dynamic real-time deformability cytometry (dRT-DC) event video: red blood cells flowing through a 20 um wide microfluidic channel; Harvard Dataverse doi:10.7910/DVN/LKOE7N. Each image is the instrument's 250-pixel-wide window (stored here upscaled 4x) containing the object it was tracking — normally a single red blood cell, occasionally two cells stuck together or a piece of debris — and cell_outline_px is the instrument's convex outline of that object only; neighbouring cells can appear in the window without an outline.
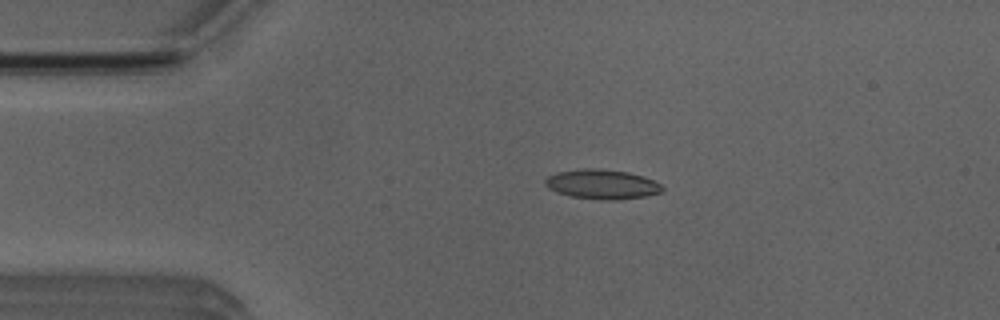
{"species": "Egyptian fruit bat (a non-hibernating species)", "species_latin": "Rousettus aegyptiacus", "temperature_condition": "room temperature", "stored_images_in_passage": 3, "camera_frame_rate_fps": 3000, "um_per_image_px": 0.085, "animal": {"sex": "male"}, "frame": {"image": 1, "passage_image": 2, "time_ms": 1.0, "image_size_px": [1000, 320], "cell_outline_px": [[664, 192], [644, 196], [620, 200], [600, 200], [572, 196], [556, 192], [548, 188], [544, 184], [544, 180], [548, 176], [556, 172], [580, 168], [600, 168], [628, 172], [644, 176], [660, 184], [664, 188]], "centroid_in_image_um": [51.17, 15.66], "position_along_channel_um": 33.8, "area_um2": 20.46}}